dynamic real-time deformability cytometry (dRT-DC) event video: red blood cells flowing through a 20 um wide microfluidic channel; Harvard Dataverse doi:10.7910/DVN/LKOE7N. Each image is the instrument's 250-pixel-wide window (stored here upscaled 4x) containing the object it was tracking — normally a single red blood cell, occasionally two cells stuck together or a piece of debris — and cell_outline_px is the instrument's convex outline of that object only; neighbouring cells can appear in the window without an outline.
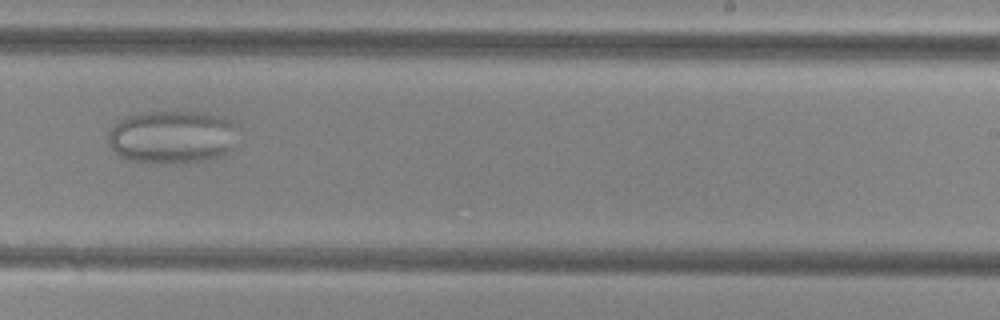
{"species": "common noctule bat (a hibernating species)", "species_latin": "Nyctalus noctula", "temperature_condition": "cold", "stored_images_in_passage": 42, "camera_frame_rate_fps": 3000, "um_per_image_px": 0.085, "animal": {"sex": "female", "body_mass_g": 29.2, "forearm_length_mm": 56.3}, "frame": {"image": 1, "passage_image": 22, "time_ms": 7.0, "image_size_px": [1000, 320], "cell_outline_px": [[240, 128], [232, 148], [224, 156], [208, 160], [176, 164], [160, 164], [128, 160], [120, 156], [108, 144], [108, 128], [112, 124], [128, 116], [140, 112], [204, 112], [224, 116], [240, 124]], "centroid_in_image_um": [14.69, 11.64], "position_along_channel_um": 274.3, "area_um2": 41.5}}
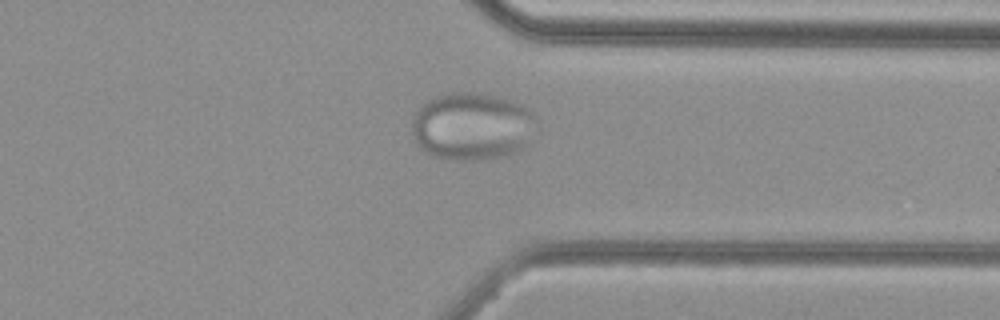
{"frame": {"image": 2, "passage_image": 30, "time_ms": 9.667, "image_size_px": [1000, 320], "cell_outline_px": [[536, 120], [528, 144], [524, 148], [500, 156], [472, 160], [456, 160], [436, 156], [420, 148], [416, 144], [412, 136], [412, 120], [420, 104], [436, 96], [452, 92], [472, 92], [496, 96], [512, 100], [528, 108], [532, 112]], "centroid_in_image_um": [40.1, 10.72], "position_along_channel_um": 371.3, "area_um2": 48.96}}